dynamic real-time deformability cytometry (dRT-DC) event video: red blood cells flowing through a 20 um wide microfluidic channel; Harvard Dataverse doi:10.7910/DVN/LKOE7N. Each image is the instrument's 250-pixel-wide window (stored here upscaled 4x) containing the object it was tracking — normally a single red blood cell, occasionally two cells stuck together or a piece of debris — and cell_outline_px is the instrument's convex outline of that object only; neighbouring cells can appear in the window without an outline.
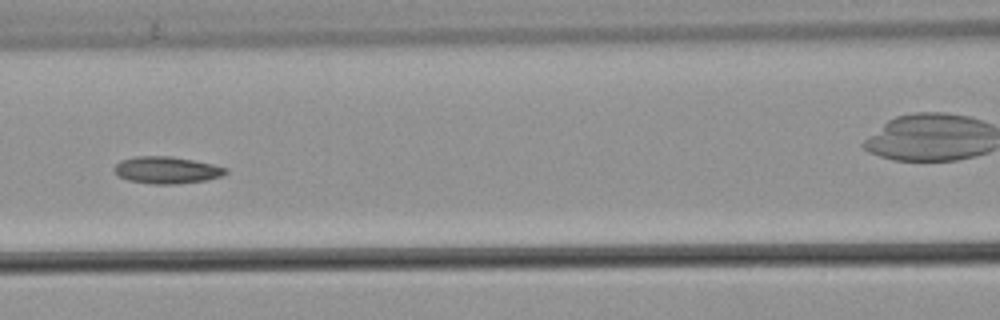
{"species": "common noctule bat (a hibernating species)", "species_latin": "Nyctalus noctula", "temperature_condition": "warm", "stored_images_in_passage": 7, "camera_frame_rate_fps": 3000, "um_per_image_px": 0.085, "animal": {"sex": "male", "body_mass_g": 21.5, "forearm_length_mm": 52.0}, "frame": {"image": 1, "passage_image": 6, "time_ms": 1.667, "image_size_px": [1000, 320], "cell_outline_px": [[228, 172], [220, 176], [204, 180], [176, 184], [152, 184], [128, 180], [116, 176], [112, 168], [120, 160], [136, 156], [172, 156], [212, 164], [228, 168]], "centroid_in_image_um": [14.11, 14.45], "position_along_channel_um": 152.5, "area_um2": 17.57}}